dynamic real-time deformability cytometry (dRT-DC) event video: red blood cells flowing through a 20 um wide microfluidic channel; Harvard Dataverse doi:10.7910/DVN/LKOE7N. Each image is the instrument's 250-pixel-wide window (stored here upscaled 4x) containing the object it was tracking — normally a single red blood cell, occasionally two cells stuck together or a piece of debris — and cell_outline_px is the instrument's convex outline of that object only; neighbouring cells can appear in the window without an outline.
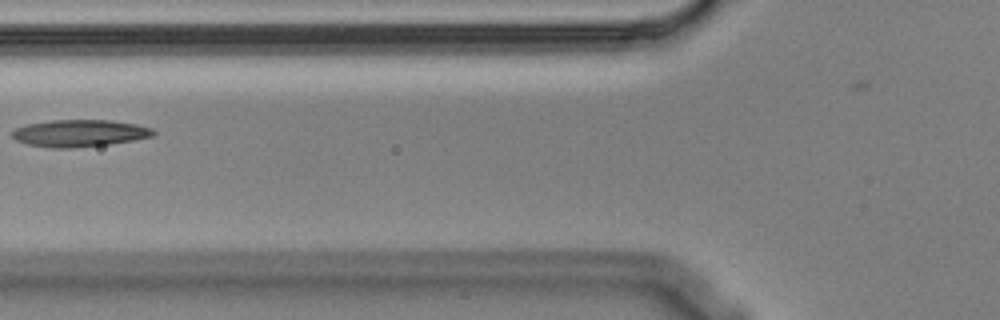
{"species": "Egyptian fruit bat (a non-hibernating species)", "species_latin": "Rousettus aegyptiacus", "temperature_condition": "cold", "stored_images_in_passage": 7, "camera_frame_rate_fps": 3000, "um_per_image_px": 0.085, "animal": {"sex": "male"}, "frame": {"image": 1, "passage_image": 6, "time_ms": 1.667, "image_size_px": [1000, 320], "cell_outline_px": [[156, 132], [152, 136], [136, 140], [108, 144], [72, 148], [52, 148], [28, 144], [16, 140], [12, 136], [12, 132], [16, 128], [28, 124], [52, 120], [112, 120], [136, 124], [152, 128]], "centroid_in_image_um": [6.79, 11.32], "position_along_channel_um": 119.0, "area_um2": 22.2}}